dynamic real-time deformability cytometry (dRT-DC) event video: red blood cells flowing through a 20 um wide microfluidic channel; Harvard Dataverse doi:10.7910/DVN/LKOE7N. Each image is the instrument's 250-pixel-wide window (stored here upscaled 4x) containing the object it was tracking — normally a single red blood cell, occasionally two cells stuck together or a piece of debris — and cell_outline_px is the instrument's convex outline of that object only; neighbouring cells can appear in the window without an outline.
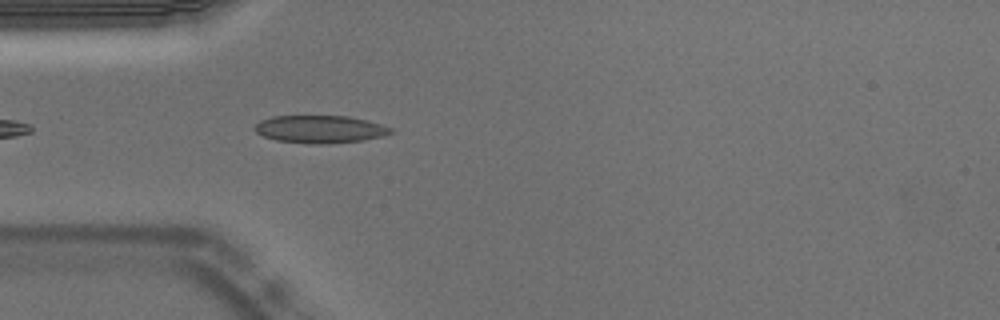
{"species": "Egyptian fruit bat (a non-hibernating species)", "species_latin": "Rousettus aegyptiacus", "temperature_condition": "warm", "stored_images_in_passage": 32, "camera_frame_rate_fps": 3000, "um_per_image_px": 0.085, "animal": {"sex": "male"}, "frame": {"image": 1, "passage_image": 1, "time_ms": 0.0, "image_size_px": [1000, 320], "cell_outline_px": [[392, 132], [384, 136], [364, 140], [328, 144], [312, 144], [276, 140], [264, 136], [256, 132], [252, 128], [260, 120], [272, 116], [348, 116], [368, 120], [392, 128]], "centroid_in_image_um": [27.2, 10.98], "position_along_channel_um": 57.8, "area_um2": 22.02}}